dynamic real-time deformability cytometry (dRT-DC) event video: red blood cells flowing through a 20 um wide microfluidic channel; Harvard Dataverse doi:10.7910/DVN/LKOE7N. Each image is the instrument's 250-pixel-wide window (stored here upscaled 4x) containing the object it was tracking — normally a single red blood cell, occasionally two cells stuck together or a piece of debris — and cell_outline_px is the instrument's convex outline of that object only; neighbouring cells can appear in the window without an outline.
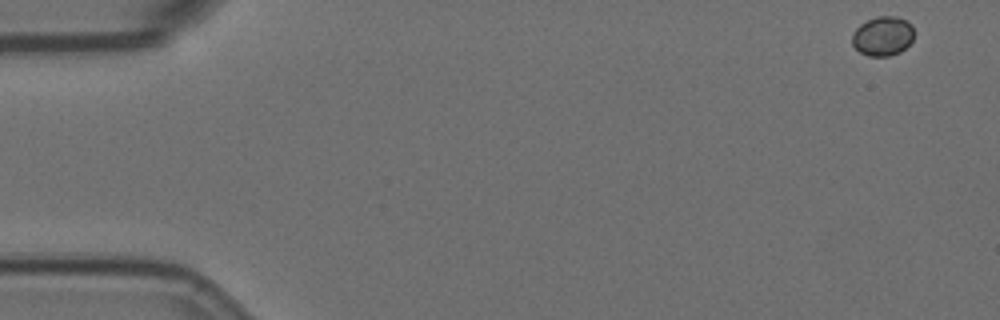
{"species": "Egyptian fruit bat (a non-hibernating species)", "species_latin": "Rousettus aegyptiacus", "temperature_condition": "room temperature", "stored_images_in_passage": 12, "camera_frame_rate_fps": 3000, "um_per_image_px": 0.085, "animal": {"sex": "female"}, "frame": {"image": 1, "passage_image": 1, "time_ms": 0.0, "image_size_px": [1000, 320], "cell_outline_px": [[912, 40], [900, 52], [888, 56], [868, 56], [860, 52], [852, 44], [852, 32], [860, 24], [868, 20], [880, 16], [896, 16], [908, 20], [912, 24]], "centroid_in_image_um": [75.02, 3.06], "position_along_channel_um": 10.0, "area_um2": 14.16}}